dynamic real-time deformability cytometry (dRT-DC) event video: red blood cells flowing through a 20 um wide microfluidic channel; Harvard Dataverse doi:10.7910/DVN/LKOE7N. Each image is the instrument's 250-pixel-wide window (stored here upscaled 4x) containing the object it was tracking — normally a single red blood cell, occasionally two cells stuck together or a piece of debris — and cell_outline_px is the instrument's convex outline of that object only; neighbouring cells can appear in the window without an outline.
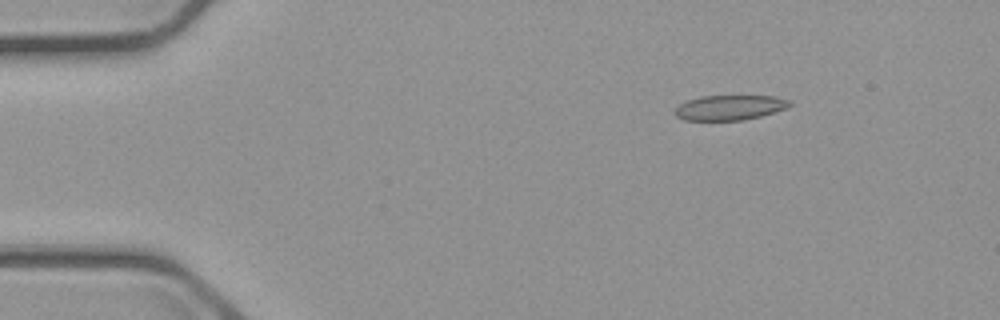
{"species": "common noctule bat (a hibernating species)", "species_latin": "Nyctalus noctula", "temperature_condition": "cold", "stored_images_in_passage": 5, "camera_frame_rate_fps": 3000, "um_per_image_px": 0.085, "animal": {"sex": "male", "body_mass_g": 23.1, "forearm_length_mm": 52.7}, "frame": {"image": 1, "passage_image": 2, "time_ms": 1.333, "image_size_px": [1000, 320], "cell_outline_px": [[792, 104], [788, 108], [760, 116], [744, 120], [684, 120], [676, 116], [672, 112], [680, 104], [688, 100], [700, 96], [776, 96], [792, 100]], "centroid_in_image_um": [62.05, 9.14], "position_along_channel_um": 23.0, "area_um2": 16.82}}